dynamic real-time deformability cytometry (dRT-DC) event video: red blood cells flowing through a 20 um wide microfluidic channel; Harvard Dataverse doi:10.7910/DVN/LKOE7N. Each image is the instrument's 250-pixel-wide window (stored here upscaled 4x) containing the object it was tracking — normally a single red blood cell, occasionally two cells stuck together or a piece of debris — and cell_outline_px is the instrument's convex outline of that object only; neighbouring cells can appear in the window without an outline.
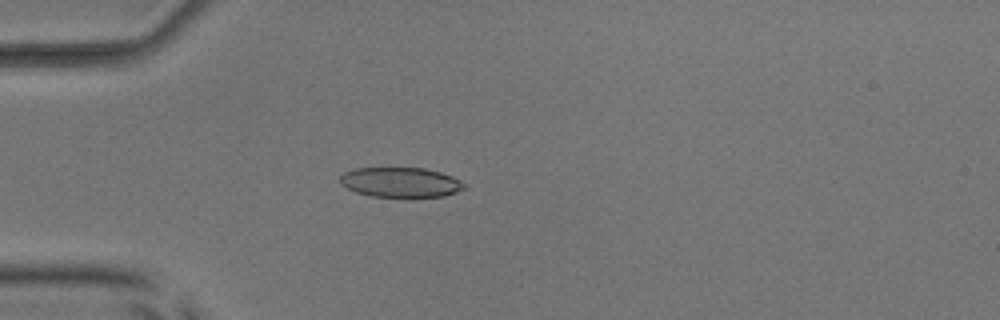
{"species": "common noctule bat (a hibernating species)", "species_latin": "Nyctalus noctula", "temperature_condition": "room temperature", "stored_images_in_passage": 44, "camera_frame_rate_fps": 3000, "um_per_image_px": 0.085, "animal": {"sex": "male", "body_mass_g": 17.9, "forearm_length_mm": 54.2}, "frame": {"image": 1, "passage_image": 15, "time_ms": 4.667, "image_size_px": [1000, 320], "cell_outline_px": [[468, 188], [444, 196], [372, 196], [356, 192], [340, 184], [340, 176], [344, 172], [356, 168], [424, 168], [440, 172], [452, 176], [468, 184]], "centroid_in_image_um": [34.09, 15.48], "position_along_channel_um": 50.9, "area_um2": 21.56}}
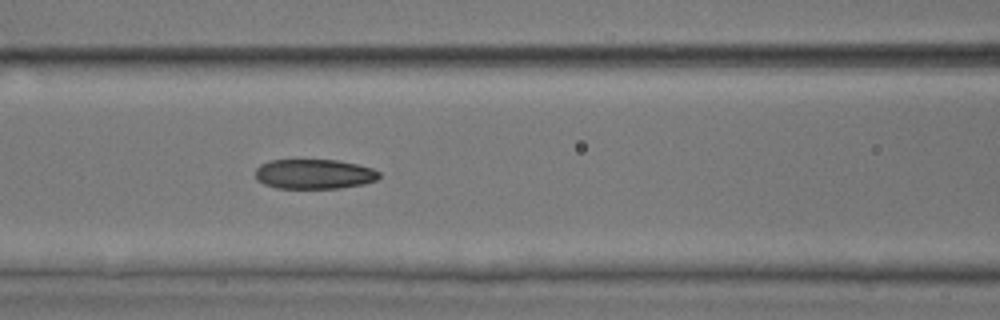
{"frame": {"image": 2, "passage_image": 23, "time_ms": 7.333, "image_size_px": [1000, 320], "cell_outline_px": [[380, 176], [376, 180], [364, 184], [340, 188], [276, 188], [264, 184], [256, 180], [256, 168], [260, 164], [268, 160], [336, 160], [356, 164], [372, 168], [380, 172]], "centroid_in_image_um": [26.69, 14.79], "position_along_channel_um": 139.9, "area_um2": 21.56}}
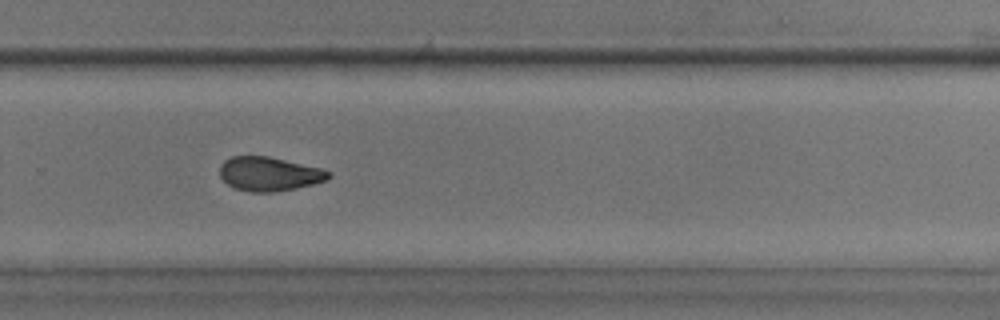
{"frame": {"image": 3, "passage_image": 36, "time_ms": 11.667, "image_size_px": [1000, 320], "cell_outline_px": [[332, 176], [328, 180], [296, 188], [272, 192], [248, 192], [236, 188], [228, 184], [220, 176], [220, 164], [224, 160], [232, 156], [268, 156], [320, 168], [332, 172]], "centroid_in_image_um": [22.89, 14.78], "position_along_channel_um": 306.9, "area_um2": 21.56}, "authors_computed_cell_mechanics": {"area_um2": 22.4553, "velocity_mm_per_s": 3.8615, "shape_relaxation_time_tau1_ms": 4.6087, "shape_relaxation_time_tau2_ms": 3.0086, "deformation_change_tau1": 0.143, "deformation_change_tau2": 0.0936}}